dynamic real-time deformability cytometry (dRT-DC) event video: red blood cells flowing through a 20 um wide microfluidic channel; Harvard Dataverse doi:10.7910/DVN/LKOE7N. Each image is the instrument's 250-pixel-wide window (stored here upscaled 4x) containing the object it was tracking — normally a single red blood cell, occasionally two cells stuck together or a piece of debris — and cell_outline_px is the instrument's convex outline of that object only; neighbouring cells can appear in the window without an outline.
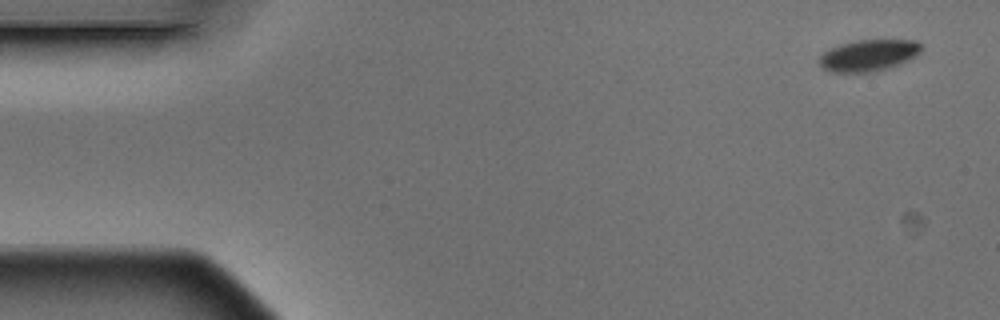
{"species": "Egyptian fruit bat (a non-hibernating species)", "species_latin": "Rousettus aegyptiacus", "temperature_condition": "warm", "stored_images_in_passage": 5, "camera_frame_rate_fps": 3000, "um_per_image_px": 0.085, "animal": {"sex": "male"}, "frame": {"image": 1, "passage_image": 1, "time_ms": 0.0, "image_size_px": [1000, 320], "cell_outline_px": [[920, 52], [916, 56], [908, 60], [888, 68], [876, 72], [832, 72], [824, 68], [820, 64], [820, 56], [824, 52], [840, 44], [856, 40], [916, 40], [920, 44]], "centroid_in_image_um": [73.84, 4.7], "position_along_channel_um": 11.2, "area_um2": 18.55}}
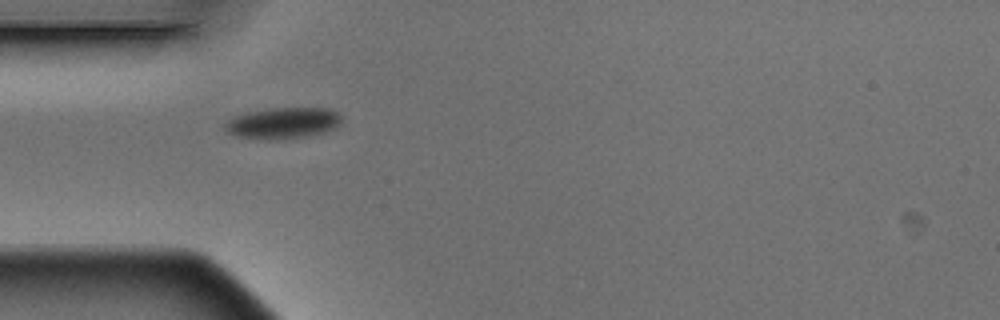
{"frame": {"image": 2, "passage_image": 5, "time_ms": 1.333, "image_size_px": [1000, 320], "cell_outline_px": [[340, 124], [336, 128], [324, 132], [308, 136], [276, 140], [268, 140], [236, 136], [224, 132], [224, 124], [232, 116], [248, 112], [272, 108], [328, 108], [336, 112], [340, 116]], "centroid_in_image_um": [24.0, 10.47], "position_along_channel_um": 61.0, "area_um2": 21.39}}